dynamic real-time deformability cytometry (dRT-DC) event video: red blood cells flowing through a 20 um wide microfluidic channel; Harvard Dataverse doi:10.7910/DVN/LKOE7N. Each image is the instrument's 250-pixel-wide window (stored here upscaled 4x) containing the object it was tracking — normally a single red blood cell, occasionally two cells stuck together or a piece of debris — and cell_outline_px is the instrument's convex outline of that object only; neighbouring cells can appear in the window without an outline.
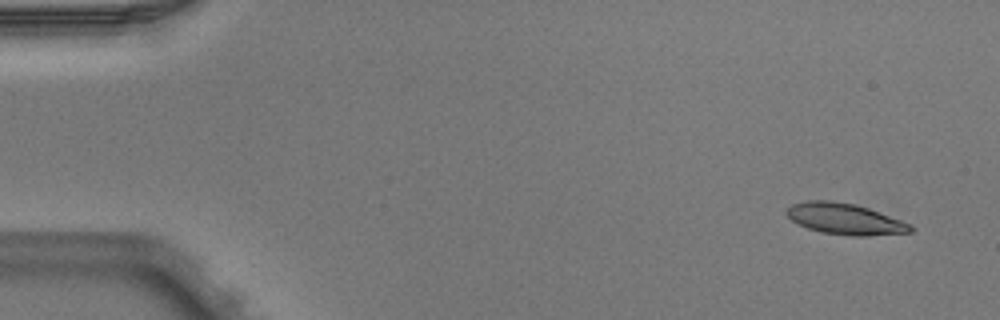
{"species": "Egyptian fruit bat (a non-hibernating species)", "species_latin": "Rousettus aegyptiacus", "temperature_condition": "warm", "stored_images_in_passage": 5, "segment_of_instrument_passage": [1, 2], "camera_frame_rate_fps": 3000, "um_per_image_px": 0.085, "animal": {"sex": "male"}, "frame": {"image": 1, "passage_image": 1, "time_ms": 0.0, "image_size_px": [1000, 320], "cell_outline_px": [[916, 228], [912, 232], [860, 236], [852, 236], [820, 232], [808, 228], [792, 220], [784, 212], [792, 204], [808, 200], [832, 200], [856, 204], [868, 208], [912, 224]], "centroid_in_image_um": [71.84, 18.6], "position_along_channel_um": 13.2, "area_um2": 22.48}}
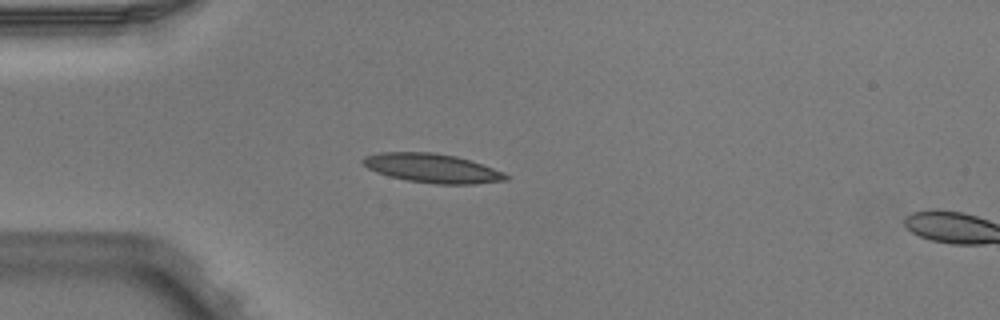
{"frame": {"image": 2, "passage_image": 4, "time_ms": 1.0, "image_size_px": [1000, 320], "cell_outline_px": [[508, 180], [476, 184], [436, 184], [408, 180], [376, 172], [368, 168], [360, 160], [364, 156], [380, 152], [432, 152], [456, 156], [504, 172], [508, 176]], "centroid_in_image_um": [36.73, 14.29], "position_along_channel_um": 48.3, "area_um2": 23.99}}